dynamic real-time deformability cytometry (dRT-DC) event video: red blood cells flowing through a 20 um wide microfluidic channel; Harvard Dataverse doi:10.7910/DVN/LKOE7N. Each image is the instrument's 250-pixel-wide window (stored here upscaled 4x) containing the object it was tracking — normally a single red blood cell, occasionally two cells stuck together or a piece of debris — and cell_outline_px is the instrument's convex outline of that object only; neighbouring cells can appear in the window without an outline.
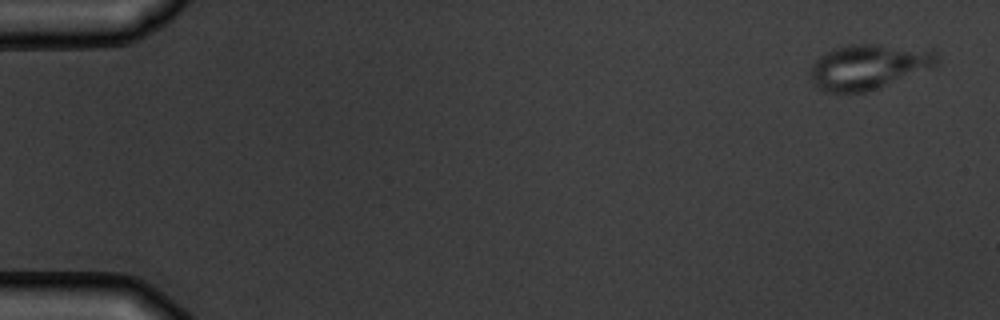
{"species": "common noctule bat (a hibernating species)", "species_latin": "Nyctalus noctula", "temperature_condition": "warm", "stored_images_in_passage": 5, "camera_frame_rate_fps": 3000, "um_per_image_px": 0.085, "animal": {"sex": "male", "body_mass_g": 19.5, "forearm_length_mm": 54.6}, "frame": {"image": 1, "passage_image": 1, "time_ms": 0.0, "image_size_px": [1000, 320], "cell_outline_px": [[940, 60], [936, 64], [880, 88], [864, 92], [840, 96], [824, 92], [816, 88], [812, 84], [808, 76], [808, 68], [820, 56], [832, 48], [852, 44], [876, 44], [936, 48], [940, 56]], "centroid_in_image_um": [73.77, 5.69], "position_along_channel_um": 11.2, "area_um2": 34.51}}